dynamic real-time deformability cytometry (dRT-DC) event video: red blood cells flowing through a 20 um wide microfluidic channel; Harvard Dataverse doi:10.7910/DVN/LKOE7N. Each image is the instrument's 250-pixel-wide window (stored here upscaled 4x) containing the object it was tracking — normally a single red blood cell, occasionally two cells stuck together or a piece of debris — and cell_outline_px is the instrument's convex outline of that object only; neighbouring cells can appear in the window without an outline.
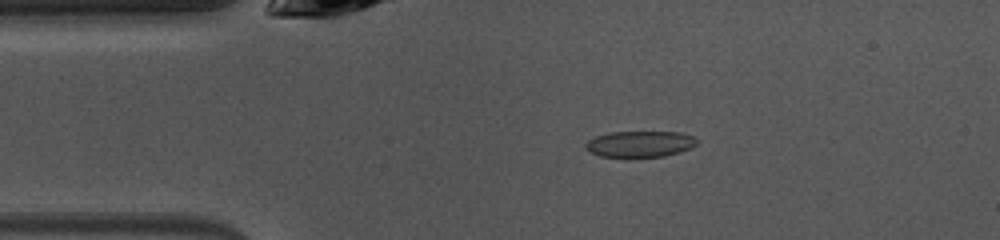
{"species": "common noctule bat (a hibernating species)", "species_latin": "Nyctalus noctula", "temperature_condition": "warm", "stored_images_in_passage": 47, "camera_frame_rate_fps": 3000, "um_per_image_px": 0.085, "animal": {"sex": "female", "body_mass_g": 10.0, "forearm_length_mm": 53.1}, "frame": {"image": 1, "passage_image": 8, "time_ms": 2.333, "image_size_px": [1000, 240], "cell_outline_px": [[696, 144], [692, 148], [680, 152], [664, 156], [624, 160], [600, 156], [588, 152], [584, 148], [584, 144], [588, 140], [596, 136], [612, 132], [680, 132], [692, 136], [696, 140]], "centroid_in_image_um": [54.32, 12.29], "position_along_channel_um": 30.7, "area_um2": 17.74}}
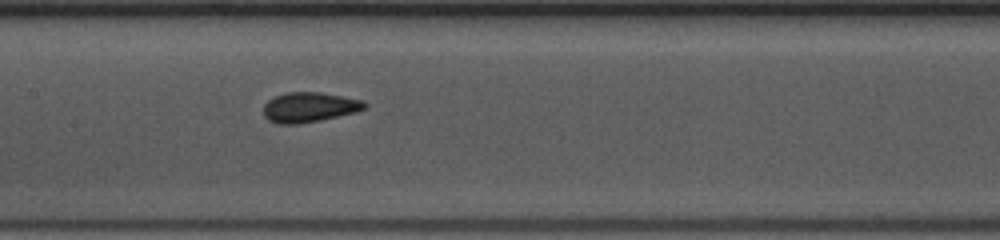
{"frame": {"image": 2, "passage_image": 21, "time_ms": 6.667, "image_size_px": [1000, 240], "cell_outline_px": [[368, 108], [356, 112], [320, 120], [296, 124], [276, 124], [268, 120], [264, 116], [264, 104], [268, 100], [276, 96], [288, 92], [320, 92], [344, 96], [364, 100], [368, 104]], "centroid_in_image_um": [26.32, 9.11], "position_along_channel_um": 181.1, "area_um2": 17.8}}
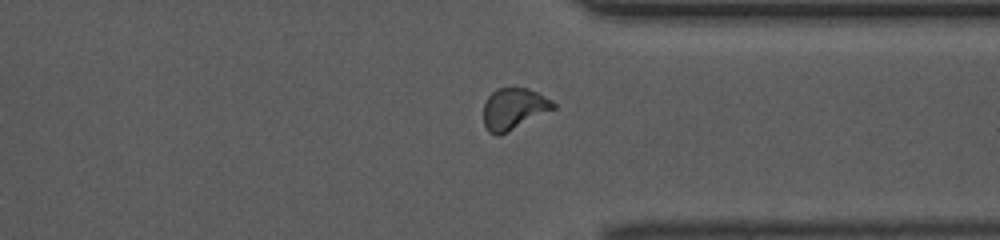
{"frame": {"image": 3, "passage_image": 35, "time_ms": 11.333, "image_size_px": [1000, 240], "cell_outline_px": [[556, 108], [500, 136], [496, 136], [488, 132], [484, 124], [484, 104], [488, 96], [496, 88], [528, 88], [552, 100], [556, 104]], "centroid_in_image_um": [43.66, 9.26], "position_along_channel_um": 367.7, "area_um2": 16.94}, "authors_computed_cell_mechanics": {"area_um2": 17.1088, "velocity_mm_per_s": 4.0482, "shape_relaxation_time_tau1_ms": 4.1387, "shape_relaxation_time_tau2_ms": 0.642, "deformation_change_tau1": 0.1233, "deformation_change_tau2": 0.0706}}